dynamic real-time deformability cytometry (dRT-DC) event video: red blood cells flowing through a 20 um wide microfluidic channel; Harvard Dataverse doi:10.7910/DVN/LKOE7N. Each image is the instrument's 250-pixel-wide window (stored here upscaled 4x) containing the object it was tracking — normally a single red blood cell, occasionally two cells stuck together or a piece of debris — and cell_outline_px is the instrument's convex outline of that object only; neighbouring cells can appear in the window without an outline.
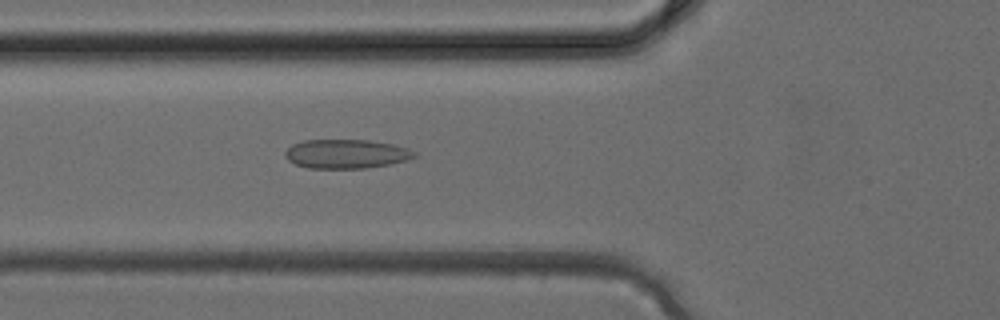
{"species": "common noctule bat (a hibernating species)", "species_latin": "Nyctalus noctula", "temperature_condition": "cold", "stored_images_in_passage": 28, "camera_frame_rate_fps": 3000, "um_per_image_px": 0.085, "animal": {"sex": "female", "body_mass_g": 24.6, "forearm_length_mm": 56.2}, "frame": {"image": 1, "passage_image": 4, "time_ms": 1.0, "image_size_px": [1000, 320], "cell_outline_px": [[416, 156], [408, 160], [388, 164], [364, 168], [308, 168], [296, 164], [288, 160], [284, 156], [284, 152], [292, 144], [304, 140], [368, 140], [392, 144], [408, 148], [416, 152]], "centroid_in_image_um": [29.41, 13.08], "position_along_channel_um": 96.4, "area_um2": 21.85}}
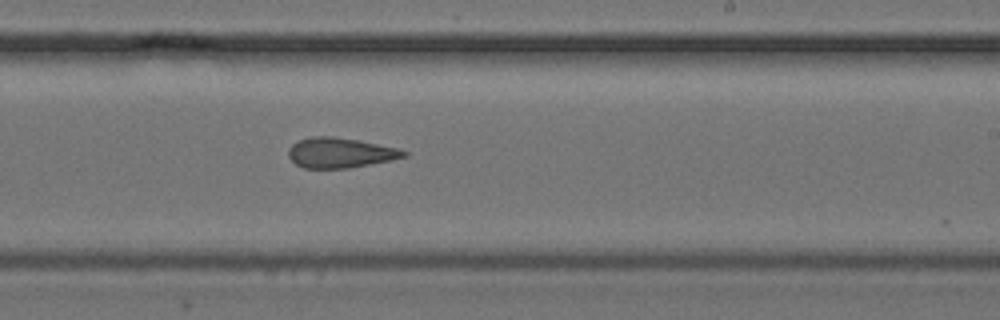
{"frame": {"image": 2, "passage_image": 13, "time_ms": 4.0, "image_size_px": [1000, 320], "cell_outline_px": [[408, 156], [392, 160], [348, 168], [304, 168], [296, 164], [288, 156], [288, 148], [292, 144], [300, 140], [312, 136], [332, 136], [360, 140], [400, 148], [408, 152]], "centroid_in_image_um": [28.95, 12.98], "position_along_channel_um": 260.1, "area_um2": 20.4}}
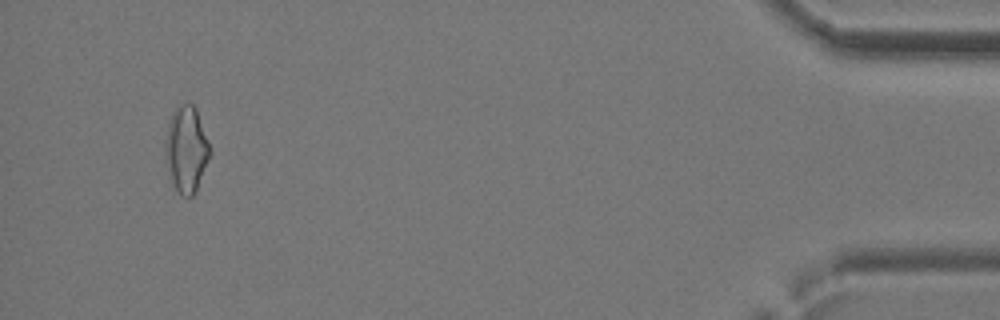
{"frame": {"image": 3, "passage_image": 26, "time_ms": 8.333, "image_size_px": [1000, 320], "cell_outline_px": [[212, 152], [196, 192], [192, 196], [180, 196], [172, 180], [164, 160], [164, 140], [168, 124], [172, 112], [180, 104], [192, 104], [196, 108], [208, 140]], "centroid_in_image_um": [15.83, 12.7], "position_along_channel_um": 419.4, "area_um2": 22.66}}